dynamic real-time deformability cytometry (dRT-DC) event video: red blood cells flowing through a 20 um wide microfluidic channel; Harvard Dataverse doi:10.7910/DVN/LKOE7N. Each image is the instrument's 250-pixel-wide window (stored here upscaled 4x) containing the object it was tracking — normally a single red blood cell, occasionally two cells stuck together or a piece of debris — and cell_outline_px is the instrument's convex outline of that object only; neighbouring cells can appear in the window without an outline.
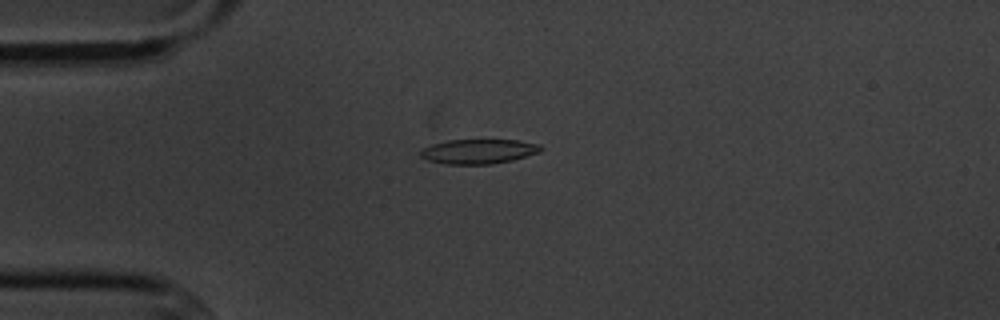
{"species": "common noctule bat (a hibernating species)", "species_latin": "Nyctalus noctula", "temperature_condition": "cold", "stored_images_in_passage": 4, "camera_frame_rate_fps": 3000, "um_per_image_px": 0.085, "animal": {"sex": "male", "body_mass_g": 20.1, "forearm_length_mm": 53.5}, "frame": {"image": 1, "passage_image": 4, "time_ms": 3.667, "image_size_px": [1000, 320], "cell_outline_px": [[544, 148], [540, 152], [512, 160], [492, 164], [444, 164], [428, 160], [420, 156], [420, 152], [424, 148], [432, 144], [448, 140], [520, 140], [540, 144]], "centroid_in_image_um": [40.71, 12.87], "position_along_channel_um": 44.3, "area_um2": 17.28}}